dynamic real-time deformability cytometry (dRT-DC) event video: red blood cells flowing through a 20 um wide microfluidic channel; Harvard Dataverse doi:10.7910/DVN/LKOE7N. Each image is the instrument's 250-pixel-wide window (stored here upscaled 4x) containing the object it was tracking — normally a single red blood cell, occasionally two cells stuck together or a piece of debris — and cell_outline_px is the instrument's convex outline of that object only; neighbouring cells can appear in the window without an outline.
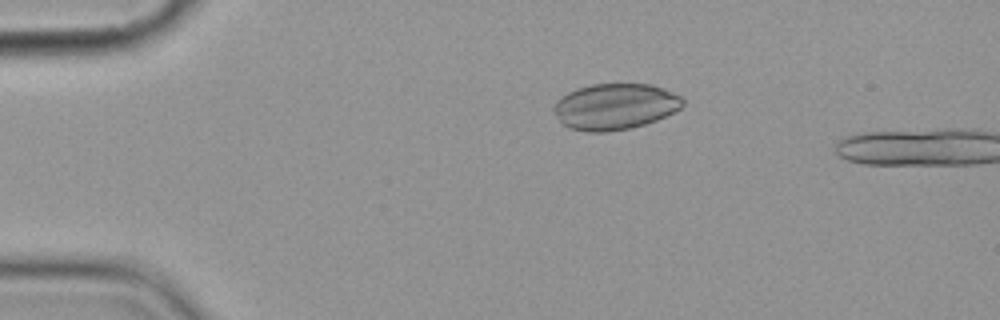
{"species": "common noctule bat (a hibernating species)", "species_latin": "Nyctalus noctula", "temperature_condition": "cold", "stored_images_in_passage": 6, "camera_frame_rate_fps": 3000, "um_per_image_px": 0.085, "animal": {"sex": "female", "body_mass_g": 19.9}, "frame": {"image": 1, "passage_image": 3, "time_ms": 2.333, "image_size_px": [1000, 320], "cell_outline_px": [[684, 104], [680, 108], [656, 120], [644, 124], [628, 128], [604, 132], [588, 132], [568, 128], [556, 116], [552, 108], [556, 100], [560, 96], [576, 88], [592, 84], [652, 84], [664, 88], [680, 96], [684, 100]], "centroid_in_image_um": [52.24, 9.04], "position_along_channel_um": 32.8, "area_um2": 34.62}}
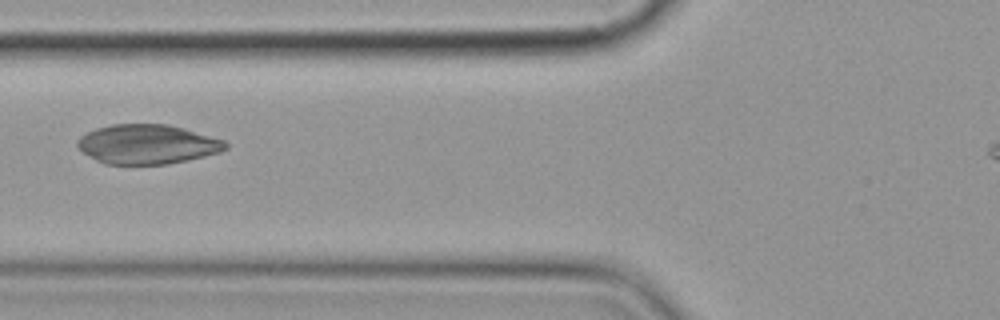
{"frame": {"image": 2, "passage_image": 6, "time_ms": 6.0, "image_size_px": [1000, 320], "cell_outline_px": [[228, 148], [220, 152], [188, 160], [168, 164], [104, 164], [96, 160], [84, 152], [76, 144], [76, 140], [80, 136], [96, 128], [112, 124], [168, 124], [184, 128], [224, 140], [228, 144]], "centroid_in_image_um": [12.53, 12.26], "position_along_channel_um": 113.3, "area_um2": 34.04}}